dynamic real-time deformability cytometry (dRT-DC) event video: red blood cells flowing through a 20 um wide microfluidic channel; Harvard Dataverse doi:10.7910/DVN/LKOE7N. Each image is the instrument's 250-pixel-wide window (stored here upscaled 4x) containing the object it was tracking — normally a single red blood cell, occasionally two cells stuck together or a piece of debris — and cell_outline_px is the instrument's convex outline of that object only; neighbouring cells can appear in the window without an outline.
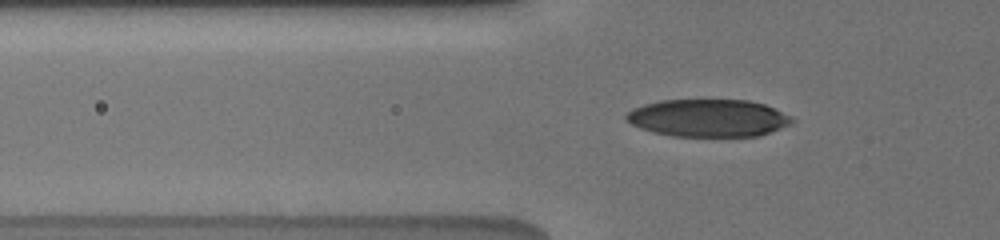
{"species": "human", "species_latin": "Homo sapiens", "temperature_condition": "cold", "stored_images_in_passage": 60, "camera_frame_rate_fps": 3000, "um_per_image_px": 0.085, "donor": {"sex": "male"}, "frame": {"image": 1, "passage_image": 2, "time_ms": 0.333, "image_size_px": [1000, 240], "cell_outline_px": [[796, 120], [792, 124], [760, 136], [672, 136], [652, 132], [640, 128], [632, 124], [624, 116], [632, 108], [644, 104], [660, 100], [748, 100], [764, 104], [792, 116]], "centroid_in_image_um": [60.22, 10.03], "position_along_channel_um": 65.6, "area_um2": 36.41}}
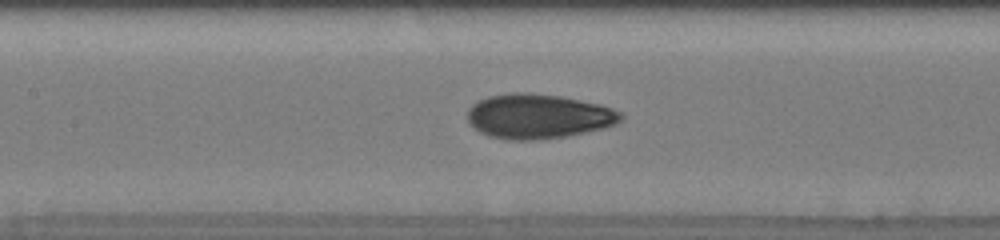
{"frame": {"image": 2, "passage_image": 16, "time_ms": 3.0, "image_size_px": [1000, 240], "cell_outline_px": [[624, 116], [616, 124], [604, 128], [568, 136], [540, 140], [508, 140], [488, 136], [480, 132], [468, 120], [468, 108], [472, 104], [488, 96], [512, 92], [524, 92], [560, 96], [600, 104], [612, 108], [620, 112]], "centroid_in_image_um": [45.76, 9.89], "position_along_channel_um": 161.6, "area_um2": 40.0}}
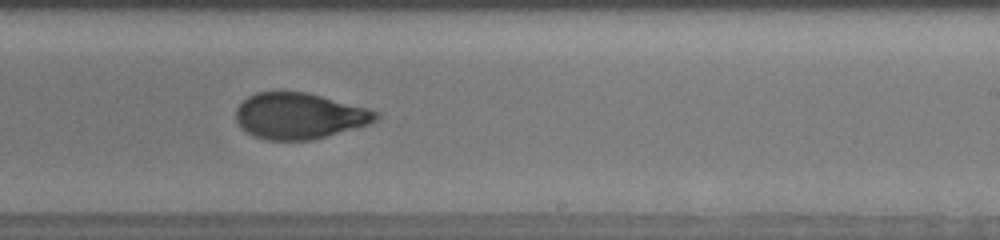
{"frame": {"image": 3, "passage_image": 28, "time_ms": 5.667, "image_size_px": [1000, 240], "cell_outline_px": [[380, 116], [376, 120], [368, 124], [312, 140], [264, 140], [252, 136], [236, 120], [236, 108], [248, 96], [256, 92], [308, 92], [368, 108], [380, 112]], "centroid_in_image_um": [25.45, 9.85], "position_along_channel_um": 263.6, "area_um2": 37.45}, "authors_computed_cell_mechanics": {"area_um2": 37.5989, "velocity_mm_per_s": 3.8443, "shape_relaxation_time_tau1_ms": 4.185, "shape_relaxation_time_tau2_ms": 1.3994, "deformation_change_tau1": 0.1576, "deformation_change_tau2": 0.0723}}